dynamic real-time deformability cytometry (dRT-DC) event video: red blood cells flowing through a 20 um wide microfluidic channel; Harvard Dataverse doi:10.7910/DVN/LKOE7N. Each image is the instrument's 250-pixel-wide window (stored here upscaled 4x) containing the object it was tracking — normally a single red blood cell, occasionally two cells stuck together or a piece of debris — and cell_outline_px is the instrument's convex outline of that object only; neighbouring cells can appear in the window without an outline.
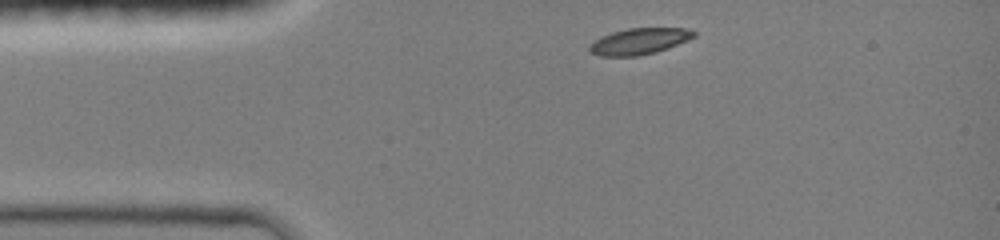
{"species": "common noctule bat (a hibernating species)", "species_latin": "Nyctalus noctula", "temperature_condition": "room temperature", "stored_images_in_passage": 42, "camera_frame_rate_fps": 3000, "um_per_image_px": 0.085, "animal": {"sex": "female", "body_mass_g": 19.0, "forearm_length_mm": 51.5}, "frame": {"image": 1, "passage_image": 1, "time_ms": 0.0, "image_size_px": [1000, 240], "cell_outline_px": [[696, 36], [688, 40], [668, 48], [656, 52], [636, 56], [600, 56], [592, 52], [588, 48], [588, 44], [592, 40], [600, 36], [612, 32], [628, 28], [688, 28], [696, 32]], "centroid_in_image_um": [54.32, 3.5], "position_along_channel_um": 30.7, "area_um2": 16.13}}
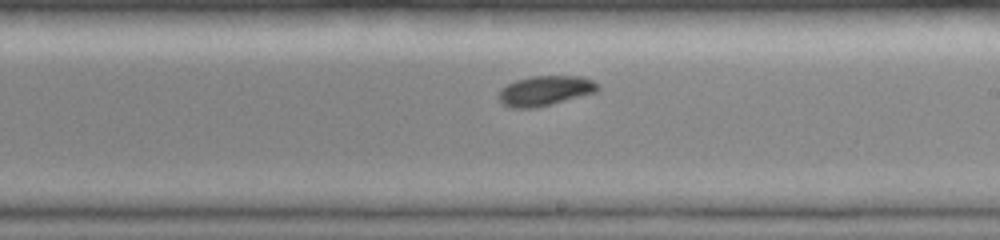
{"frame": {"image": 2, "passage_image": 23, "time_ms": 6.0, "image_size_px": [1000, 240], "cell_outline_px": [[600, 88], [596, 92], [536, 108], [512, 108], [504, 104], [500, 100], [500, 88], [516, 80], [528, 76], [584, 76], [600, 84]], "centroid_in_image_um": [46.37, 7.7], "position_along_channel_um": 242.6, "area_um2": 17.28}}
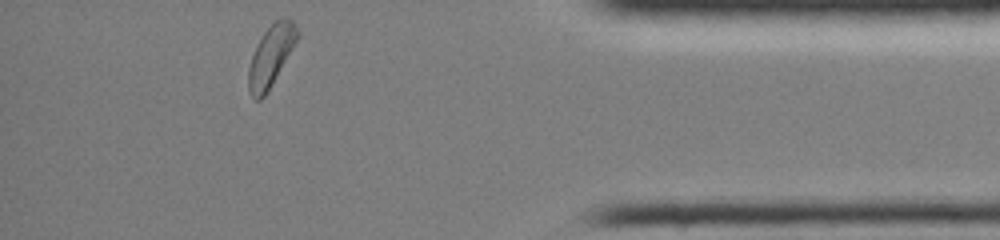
{"frame": {"image": 3, "passage_image": 41, "time_ms": 10.667, "image_size_px": [1000, 240], "cell_outline_px": [[300, 36], [272, 84], [264, 96], [260, 100], [256, 100], [252, 96], [248, 88], [248, 68], [256, 44], [264, 32], [276, 20], [284, 16], [288, 16], [296, 24], [300, 32]], "centroid_in_image_um": [23.05, 4.7], "position_along_channel_um": 412.1, "area_um2": 17.4}, "authors_computed_cell_mechanics": {"area_um2": 17.2822, "velocity_mm_per_s": 4.176, "shape_relaxation_time_tau1_ms": 2.8467, "shape_relaxation_time_tau2_ms": 7.8797, "deformation_change_tau1": 0.0971, "deformation_change_tau2": 0.1315}}